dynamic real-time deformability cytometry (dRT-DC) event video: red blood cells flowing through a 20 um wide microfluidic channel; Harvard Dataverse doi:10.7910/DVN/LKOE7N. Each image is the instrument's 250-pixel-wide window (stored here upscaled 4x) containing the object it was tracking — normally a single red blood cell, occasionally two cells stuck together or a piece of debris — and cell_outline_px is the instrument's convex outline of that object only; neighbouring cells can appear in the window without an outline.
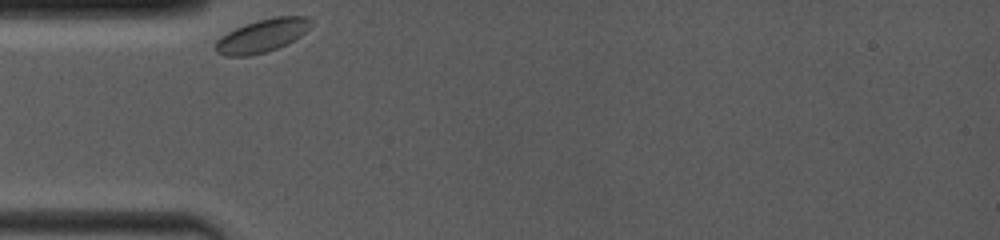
{"species": "common noctule bat (a hibernating species)", "species_latin": "Nyctalus noctula", "temperature_condition": "room temperature", "stored_images_in_passage": 2, "camera_frame_rate_fps": 4000, "um_per_image_px": 0.085, "animal": {"sex": "female", "body_mass_g": 19.0, "forearm_length_mm": 53.3}, "frame": {"image": 1, "passage_image": 1, "time_ms": 0.0, "image_size_px": [1000, 240], "cell_outline_px": [[312, 24], [300, 36], [276, 48], [264, 52], [248, 56], [224, 56], [216, 52], [216, 40], [220, 36], [244, 24], [256, 20], [276, 16], [308, 16], [312, 20]], "centroid_in_image_um": [22.26, 3.02], "position_along_channel_um": 62.7, "area_um2": 18.26}}